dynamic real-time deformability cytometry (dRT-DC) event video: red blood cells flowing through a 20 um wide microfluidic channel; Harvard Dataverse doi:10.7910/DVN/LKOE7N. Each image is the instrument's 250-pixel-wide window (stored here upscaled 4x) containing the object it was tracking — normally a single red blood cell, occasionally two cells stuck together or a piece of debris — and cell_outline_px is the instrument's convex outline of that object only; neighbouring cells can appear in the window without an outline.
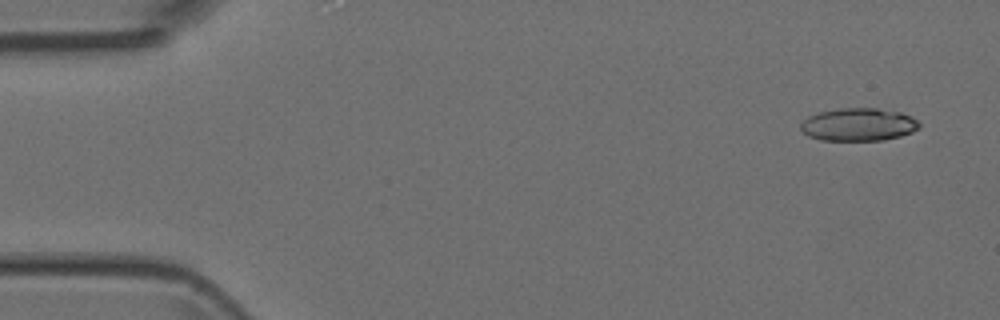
{"species": "Egyptian fruit bat (a non-hibernating species)", "species_latin": "Rousettus aegyptiacus", "temperature_condition": "room temperature", "stored_images_in_passage": 4, "camera_frame_rate_fps": 3000, "um_per_image_px": 0.085, "animal": {"sex": "female"}, "frame": {"image": 1, "passage_image": 1, "time_ms": 0.0, "image_size_px": [1000, 320], "cell_outline_px": [[920, 128], [912, 132], [900, 136], [884, 140], [820, 140], [808, 136], [800, 128], [800, 124], [808, 116], [820, 112], [840, 108], [876, 108], [900, 112], [912, 116], [920, 124]], "centroid_in_image_um": [72.98, 10.58], "position_along_channel_um": 12.0, "area_um2": 22.72}}
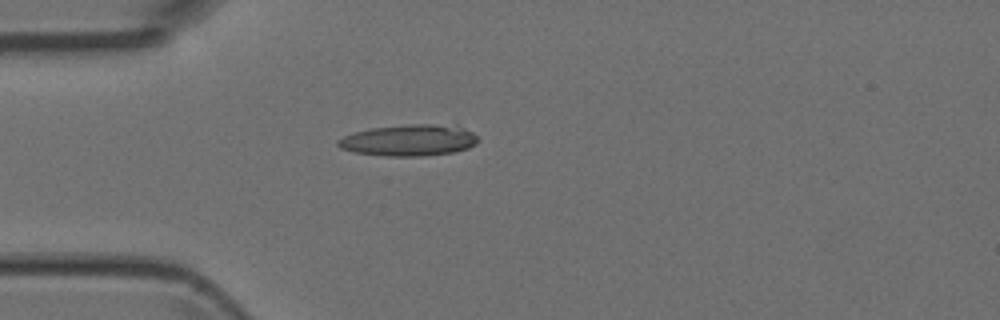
{"frame": {"image": 2, "passage_image": 4, "time_ms": 3.667, "image_size_px": [1000, 320], "cell_outline_px": [[480, 140], [476, 144], [468, 148], [452, 152], [420, 156], [384, 156], [352, 152], [340, 148], [336, 144], [336, 140], [352, 132], [372, 128], [408, 124], [432, 124], [464, 128], [472, 132]], "centroid_in_image_um": [34.71, 11.93], "position_along_channel_um": 50.3, "area_um2": 25.61}}